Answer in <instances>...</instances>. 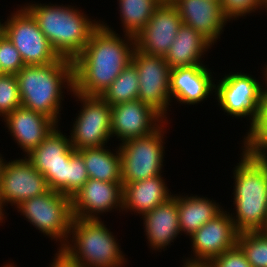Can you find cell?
<instances>
[{
    "label": "cell",
    "instance_id": "obj_1",
    "mask_svg": "<svg viewBox=\"0 0 267 267\" xmlns=\"http://www.w3.org/2000/svg\"><path fill=\"white\" fill-rule=\"evenodd\" d=\"M102 23L72 61L73 91L84 96H100L104 93L131 63L135 50V37L127 35L123 40L105 22Z\"/></svg>",
    "mask_w": 267,
    "mask_h": 267
},
{
    "label": "cell",
    "instance_id": "obj_2",
    "mask_svg": "<svg viewBox=\"0 0 267 267\" xmlns=\"http://www.w3.org/2000/svg\"><path fill=\"white\" fill-rule=\"evenodd\" d=\"M242 149L233 172L236 216L231 218L239 233L267 231V156Z\"/></svg>",
    "mask_w": 267,
    "mask_h": 267
},
{
    "label": "cell",
    "instance_id": "obj_3",
    "mask_svg": "<svg viewBox=\"0 0 267 267\" xmlns=\"http://www.w3.org/2000/svg\"><path fill=\"white\" fill-rule=\"evenodd\" d=\"M16 77L22 106L42 113L57 124L62 87L70 92L74 88L72 60L61 58L47 65H25Z\"/></svg>",
    "mask_w": 267,
    "mask_h": 267
},
{
    "label": "cell",
    "instance_id": "obj_4",
    "mask_svg": "<svg viewBox=\"0 0 267 267\" xmlns=\"http://www.w3.org/2000/svg\"><path fill=\"white\" fill-rule=\"evenodd\" d=\"M24 8L34 17L40 30L57 54L74 60L86 47L91 34L101 24L68 6L28 4ZM94 21V22H93Z\"/></svg>",
    "mask_w": 267,
    "mask_h": 267
},
{
    "label": "cell",
    "instance_id": "obj_5",
    "mask_svg": "<svg viewBox=\"0 0 267 267\" xmlns=\"http://www.w3.org/2000/svg\"><path fill=\"white\" fill-rule=\"evenodd\" d=\"M69 233L74 245L67 241L57 252L70 264L77 267H121L127 262L116 238L101 219L74 217Z\"/></svg>",
    "mask_w": 267,
    "mask_h": 267
},
{
    "label": "cell",
    "instance_id": "obj_6",
    "mask_svg": "<svg viewBox=\"0 0 267 267\" xmlns=\"http://www.w3.org/2000/svg\"><path fill=\"white\" fill-rule=\"evenodd\" d=\"M15 208L42 233L56 241L60 240V249L69 240L74 218L70 197L49 190L45 194L22 201Z\"/></svg>",
    "mask_w": 267,
    "mask_h": 267
},
{
    "label": "cell",
    "instance_id": "obj_7",
    "mask_svg": "<svg viewBox=\"0 0 267 267\" xmlns=\"http://www.w3.org/2000/svg\"><path fill=\"white\" fill-rule=\"evenodd\" d=\"M163 127L164 124L148 136L120 143L122 184L161 175L164 159Z\"/></svg>",
    "mask_w": 267,
    "mask_h": 267
},
{
    "label": "cell",
    "instance_id": "obj_8",
    "mask_svg": "<svg viewBox=\"0 0 267 267\" xmlns=\"http://www.w3.org/2000/svg\"><path fill=\"white\" fill-rule=\"evenodd\" d=\"M74 151L70 139L58 130L57 125L25 157L45 176L50 190L69 197L70 156Z\"/></svg>",
    "mask_w": 267,
    "mask_h": 267
},
{
    "label": "cell",
    "instance_id": "obj_9",
    "mask_svg": "<svg viewBox=\"0 0 267 267\" xmlns=\"http://www.w3.org/2000/svg\"><path fill=\"white\" fill-rule=\"evenodd\" d=\"M2 32L19 51L25 65H47L60 60L34 17L22 6L2 24Z\"/></svg>",
    "mask_w": 267,
    "mask_h": 267
},
{
    "label": "cell",
    "instance_id": "obj_10",
    "mask_svg": "<svg viewBox=\"0 0 267 267\" xmlns=\"http://www.w3.org/2000/svg\"><path fill=\"white\" fill-rule=\"evenodd\" d=\"M131 63L138 71V99L155 110L165 121L170 105L171 68L162 56L144 54L135 48Z\"/></svg>",
    "mask_w": 267,
    "mask_h": 267
},
{
    "label": "cell",
    "instance_id": "obj_11",
    "mask_svg": "<svg viewBox=\"0 0 267 267\" xmlns=\"http://www.w3.org/2000/svg\"><path fill=\"white\" fill-rule=\"evenodd\" d=\"M82 109L72 126L70 143L78 151L105 146L111 136V106L100 96H84L73 91ZM83 102V103H82Z\"/></svg>",
    "mask_w": 267,
    "mask_h": 267
},
{
    "label": "cell",
    "instance_id": "obj_12",
    "mask_svg": "<svg viewBox=\"0 0 267 267\" xmlns=\"http://www.w3.org/2000/svg\"><path fill=\"white\" fill-rule=\"evenodd\" d=\"M263 86L247 73L227 74L215 85L218 105L232 117H250V129L260 115Z\"/></svg>",
    "mask_w": 267,
    "mask_h": 267
},
{
    "label": "cell",
    "instance_id": "obj_13",
    "mask_svg": "<svg viewBox=\"0 0 267 267\" xmlns=\"http://www.w3.org/2000/svg\"><path fill=\"white\" fill-rule=\"evenodd\" d=\"M49 190L45 176L26 157L4 162L0 178V200L3 206L10 203L16 207L22 201Z\"/></svg>",
    "mask_w": 267,
    "mask_h": 267
},
{
    "label": "cell",
    "instance_id": "obj_14",
    "mask_svg": "<svg viewBox=\"0 0 267 267\" xmlns=\"http://www.w3.org/2000/svg\"><path fill=\"white\" fill-rule=\"evenodd\" d=\"M239 232L227 211L209 220L190 237L194 257L185 263L208 264L213 258L237 245Z\"/></svg>",
    "mask_w": 267,
    "mask_h": 267
},
{
    "label": "cell",
    "instance_id": "obj_15",
    "mask_svg": "<svg viewBox=\"0 0 267 267\" xmlns=\"http://www.w3.org/2000/svg\"><path fill=\"white\" fill-rule=\"evenodd\" d=\"M182 23L172 3H161L146 26L135 36V48L144 54L164 57Z\"/></svg>",
    "mask_w": 267,
    "mask_h": 267
},
{
    "label": "cell",
    "instance_id": "obj_16",
    "mask_svg": "<svg viewBox=\"0 0 267 267\" xmlns=\"http://www.w3.org/2000/svg\"><path fill=\"white\" fill-rule=\"evenodd\" d=\"M163 123L168 122L139 99L111 106V136L122 143L148 136Z\"/></svg>",
    "mask_w": 267,
    "mask_h": 267
},
{
    "label": "cell",
    "instance_id": "obj_17",
    "mask_svg": "<svg viewBox=\"0 0 267 267\" xmlns=\"http://www.w3.org/2000/svg\"><path fill=\"white\" fill-rule=\"evenodd\" d=\"M73 217L100 219V213L123 207V184L89 178L82 188L71 197Z\"/></svg>",
    "mask_w": 267,
    "mask_h": 267
},
{
    "label": "cell",
    "instance_id": "obj_18",
    "mask_svg": "<svg viewBox=\"0 0 267 267\" xmlns=\"http://www.w3.org/2000/svg\"><path fill=\"white\" fill-rule=\"evenodd\" d=\"M183 24L190 26L214 44L228 19L221 4L213 0H173Z\"/></svg>",
    "mask_w": 267,
    "mask_h": 267
},
{
    "label": "cell",
    "instance_id": "obj_19",
    "mask_svg": "<svg viewBox=\"0 0 267 267\" xmlns=\"http://www.w3.org/2000/svg\"><path fill=\"white\" fill-rule=\"evenodd\" d=\"M17 144L26 154L44 141L58 124L42 113L23 106L16 108L3 119Z\"/></svg>",
    "mask_w": 267,
    "mask_h": 267
},
{
    "label": "cell",
    "instance_id": "obj_20",
    "mask_svg": "<svg viewBox=\"0 0 267 267\" xmlns=\"http://www.w3.org/2000/svg\"><path fill=\"white\" fill-rule=\"evenodd\" d=\"M211 73L203 64L171 69V97L182 104L200 103L215 89Z\"/></svg>",
    "mask_w": 267,
    "mask_h": 267
},
{
    "label": "cell",
    "instance_id": "obj_21",
    "mask_svg": "<svg viewBox=\"0 0 267 267\" xmlns=\"http://www.w3.org/2000/svg\"><path fill=\"white\" fill-rule=\"evenodd\" d=\"M146 237L153 250L164 249L179 235L177 195L142 215Z\"/></svg>",
    "mask_w": 267,
    "mask_h": 267
},
{
    "label": "cell",
    "instance_id": "obj_22",
    "mask_svg": "<svg viewBox=\"0 0 267 267\" xmlns=\"http://www.w3.org/2000/svg\"><path fill=\"white\" fill-rule=\"evenodd\" d=\"M162 175L132 183H123V210H132L140 215L150 212L166 202L173 194L165 185Z\"/></svg>",
    "mask_w": 267,
    "mask_h": 267
},
{
    "label": "cell",
    "instance_id": "obj_23",
    "mask_svg": "<svg viewBox=\"0 0 267 267\" xmlns=\"http://www.w3.org/2000/svg\"><path fill=\"white\" fill-rule=\"evenodd\" d=\"M210 47H212V44L204 36L182 23L170 50L164 58L171 69L190 67L202 64L200 58H203L202 55Z\"/></svg>",
    "mask_w": 267,
    "mask_h": 267
},
{
    "label": "cell",
    "instance_id": "obj_24",
    "mask_svg": "<svg viewBox=\"0 0 267 267\" xmlns=\"http://www.w3.org/2000/svg\"><path fill=\"white\" fill-rule=\"evenodd\" d=\"M212 201L197 195L177 196L180 231L191 236L209 220L219 215L223 210L218 203Z\"/></svg>",
    "mask_w": 267,
    "mask_h": 267
},
{
    "label": "cell",
    "instance_id": "obj_25",
    "mask_svg": "<svg viewBox=\"0 0 267 267\" xmlns=\"http://www.w3.org/2000/svg\"><path fill=\"white\" fill-rule=\"evenodd\" d=\"M105 148V149H104ZM105 146L78 150L83 156L88 177L105 182L122 183L119 148L112 153Z\"/></svg>",
    "mask_w": 267,
    "mask_h": 267
},
{
    "label": "cell",
    "instance_id": "obj_26",
    "mask_svg": "<svg viewBox=\"0 0 267 267\" xmlns=\"http://www.w3.org/2000/svg\"><path fill=\"white\" fill-rule=\"evenodd\" d=\"M118 4L125 38L127 35L137 36L161 2L159 0H119Z\"/></svg>",
    "mask_w": 267,
    "mask_h": 267
},
{
    "label": "cell",
    "instance_id": "obj_27",
    "mask_svg": "<svg viewBox=\"0 0 267 267\" xmlns=\"http://www.w3.org/2000/svg\"><path fill=\"white\" fill-rule=\"evenodd\" d=\"M138 71L130 63L100 95L110 106L138 99Z\"/></svg>",
    "mask_w": 267,
    "mask_h": 267
},
{
    "label": "cell",
    "instance_id": "obj_28",
    "mask_svg": "<svg viewBox=\"0 0 267 267\" xmlns=\"http://www.w3.org/2000/svg\"><path fill=\"white\" fill-rule=\"evenodd\" d=\"M237 245L252 267H267V231L241 232Z\"/></svg>",
    "mask_w": 267,
    "mask_h": 267
},
{
    "label": "cell",
    "instance_id": "obj_29",
    "mask_svg": "<svg viewBox=\"0 0 267 267\" xmlns=\"http://www.w3.org/2000/svg\"><path fill=\"white\" fill-rule=\"evenodd\" d=\"M267 82L265 83V85ZM267 87L262 89L260 115L244 138V148L253 154L267 156Z\"/></svg>",
    "mask_w": 267,
    "mask_h": 267
},
{
    "label": "cell",
    "instance_id": "obj_30",
    "mask_svg": "<svg viewBox=\"0 0 267 267\" xmlns=\"http://www.w3.org/2000/svg\"><path fill=\"white\" fill-rule=\"evenodd\" d=\"M21 106L16 75L4 74L0 76V116L5 118Z\"/></svg>",
    "mask_w": 267,
    "mask_h": 267
},
{
    "label": "cell",
    "instance_id": "obj_31",
    "mask_svg": "<svg viewBox=\"0 0 267 267\" xmlns=\"http://www.w3.org/2000/svg\"><path fill=\"white\" fill-rule=\"evenodd\" d=\"M25 66L19 51L8 39L0 33V67L4 74L16 75Z\"/></svg>",
    "mask_w": 267,
    "mask_h": 267
},
{
    "label": "cell",
    "instance_id": "obj_32",
    "mask_svg": "<svg viewBox=\"0 0 267 267\" xmlns=\"http://www.w3.org/2000/svg\"><path fill=\"white\" fill-rule=\"evenodd\" d=\"M88 179L83 156L75 150L70 156L69 197L76 194Z\"/></svg>",
    "mask_w": 267,
    "mask_h": 267
},
{
    "label": "cell",
    "instance_id": "obj_33",
    "mask_svg": "<svg viewBox=\"0 0 267 267\" xmlns=\"http://www.w3.org/2000/svg\"><path fill=\"white\" fill-rule=\"evenodd\" d=\"M221 6L223 15L230 21L263 8L260 0H223Z\"/></svg>",
    "mask_w": 267,
    "mask_h": 267
},
{
    "label": "cell",
    "instance_id": "obj_34",
    "mask_svg": "<svg viewBox=\"0 0 267 267\" xmlns=\"http://www.w3.org/2000/svg\"><path fill=\"white\" fill-rule=\"evenodd\" d=\"M208 265L209 267H252L238 245L216 256Z\"/></svg>",
    "mask_w": 267,
    "mask_h": 267
},
{
    "label": "cell",
    "instance_id": "obj_35",
    "mask_svg": "<svg viewBox=\"0 0 267 267\" xmlns=\"http://www.w3.org/2000/svg\"><path fill=\"white\" fill-rule=\"evenodd\" d=\"M50 265V267H77L67 262L59 253L55 254V258L53 259L52 264L50 263Z\"/></svg>",
    "mask_w": 267,
    "mask_h": 267
},
{
    "label": "cell",
    "instance_id": "obj_36",
    "mask_svg": "<svg viewBox=\"0 0 267 267\" xmlns=\"http://www.w3.org/2000/svg\"><path fill=\"white\" fill-rule=\"evenodd\" d=\"M183 267H209L208 264H190L184 263Z\"/></svg>",
    "mask_w": 267,
    "mask_h": 267
},
{
    "label": "cell",
    "instance_id": "obj_37",
    "mask_svg": "<svg viewBox=\"0 0 267 267\" xmlns=\"http://www.w3.org/2000/svg\"><path fill=\"white\" fill-rule=\"evenodd\" d=\"M3 203L1 202V200H0V223H2L3 222V219L5 218V217H3L4 216V209H3Z\"/></svg>",
    "mask_w": 267,
    "mask_h": 267
},
{
    "label": "cell",
    "instance_id": "obj_38",
    "mask_svg": "<svg viewBox=\"0 0 267 267\" xmlns=\"http://www.w3.org/2000/svg\"><path fill=\"white\" fill-rule=\"evenodd\" d=\"M2 158H4V157H2V155H0V178H1L2 167L4 165V160Z\"/></svg>",
    "mask_w": 267,
    "mask_h": 267
},
{
    "label": "cell",
    "instance_id": "obj_39",
    "mask_svg": "<svg viewBox=\"0 0 267 267\" xmlns=\"http://www.w3.org/2000/svg\"><path fill=\"white\" fill-rule=\"evenodd\" d=\"M260 2L262 3L263 8H266L267 10V0H260Z\"/></svg>",
    "mask_w": 267,
    "mask_h": 267
},
{
    "label": "cell",
    "instance_id": "obj_40",
    "mask_svg": "<svg viewBox=\"0 0 267 267\" xmlns=\"http://www.w3.org/2000/svg\"><path fill=\"white\" fill-rule=\"evenodd\" d=\"M161 3H171L173 0H159Z\"/></svg>",
    "mask_w": 267,
    "mask_h": 267
},
{
    "label": "cell",
    "instance_id": "obj_41",
    "mask_svg": "<svg viewBox=\"0 0 267 267\" xmlns=\"http://www.w3.org/2000/svg\"><path fill=\"white\" fill-rule=\"evenodd\" d=\"M264 69H265V70H264L265 72L263 73V75H265V77H266V78H265V81H267V64H266V68H264Z\"/></svg>",
    "mask_w": 267,
    "mask_h": 267
},
{
    "label": "cell",
    "instance_id": "obj_42",
    "mask_svg": "<svg viewBox=\"0 0 267 267\" xmlns=\"http://www.w3.org/2000/svg\"><path fill=\"white\" fill-rule=\"evenodd\" d=\"M3 267H15L14 265H12L11 263H7L5 266H3Z\"/></svg>",
    "mask_w": 267,
    "mask_h": 267
},
{
    "label": "cell",
    "instance_id": "obj_43",
    "mask_svg": "<svg viewBox=\"0 0 267 267\" xmlns=\"http://www.w3.org/2000/svg\"><path fill=\"white\" fill-rule=\"evenodd\" d=\"M213 1H215V2H217V3H219V4H221L223 0H213Z\"/></svg>",
    "mask_w": 267,
    "mask_h": 267
},
{
    "label": "cell",
    "instance_id": "obj_44",
    "mask_svg": "<svg viewBox=\"0 0 267 267\" xmlns=\"http://www.w3.org/2000/svg\"><path fill=\"white\" fill-rule=\"evenodd\" d=\"M2 75H4V73H3V71H2V69L0 67V76H2Z\"/></svg>",
    "mask_w": 267,
    "mask_h": 267
},
{
    "label": "cell",
    "instance_id": "obj_45",
    "mask_svg": "<svg viewBox=\"0 0 267 267\" xmlns=\"http://www.w3.org/2000/svg\"><path fill=\"white\" fill-rule=\"evenodd\" d=\"M2 32V24H1V22H0V33Z\"/></svg>",
    "mask_w": 267,
    "mask_h": 267
}]
</instances>
